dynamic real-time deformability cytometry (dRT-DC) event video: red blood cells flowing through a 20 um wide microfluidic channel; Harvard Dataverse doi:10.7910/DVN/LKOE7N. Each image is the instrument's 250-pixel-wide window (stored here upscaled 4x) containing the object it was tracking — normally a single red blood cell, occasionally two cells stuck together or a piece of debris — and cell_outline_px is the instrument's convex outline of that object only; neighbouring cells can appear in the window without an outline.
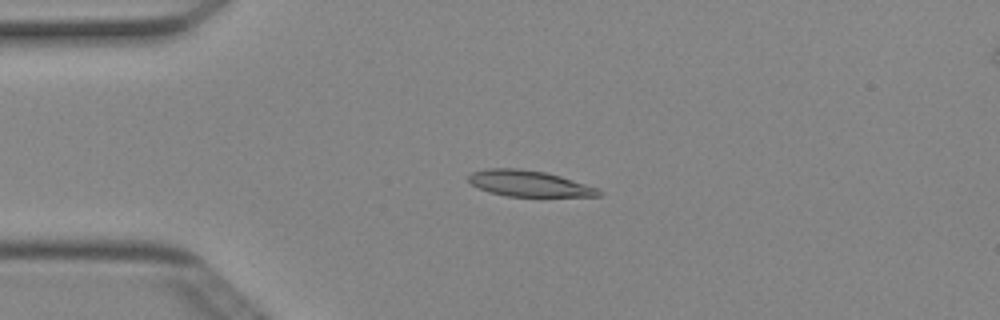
{"species": "Egyptian fruit bat (a non-hibernating species)", "species_latin": "Rousettus aegyptiacus", "temperature_condition": "cold", "stored_images_in_passage": 50, "camera_frame_rate_fps": 3000, "um_per_image_px": 0.085, "animal": {"sex": "female"}, "frame": {"image": 1, "passage_image": 12, "time_ms": 3.667, "image_size_px": [1000, 320], "cell_outline_px": [[604, 192], [600, 196], [508, 196], [488, 192], [472, 184], [468, 180], [468, 176], [472, 172], [488, 168], [516, 168], [544, 172], [560, 176], [596, 188]], "centroid_in_image_um": [44.94, 15.6], "position_along_channel_um": 40.1, "area_um2": 19.42}}
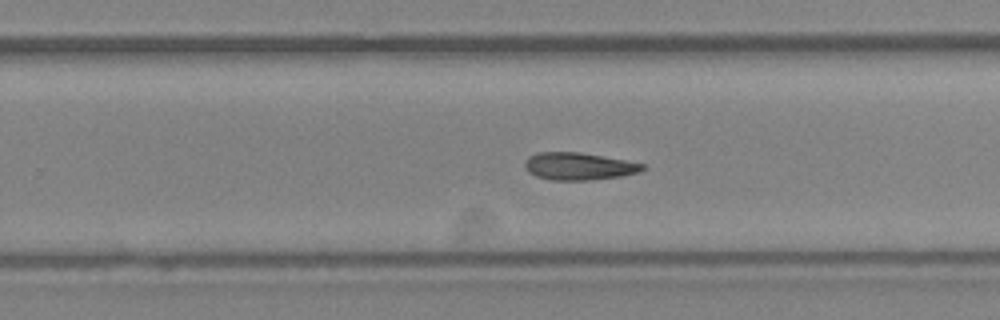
{"frame": {"image": 2, "passage_image": 32, "time_ms": 10.333, "image_size_px": [1000, 320], "cell_outline_px": [[648, 168], [640, 172], [620, 176], [592, 180], [552, 180], [536, 176], [528, 172], [524, 168], [524, 160], [528, 156], [536, 152], [580, 152], [624, 160], [644, 164]], "centroid_in_image_um": [49.17, 14.13], "position_along_channel_um": 280.6, "area_um2": 18.96}}
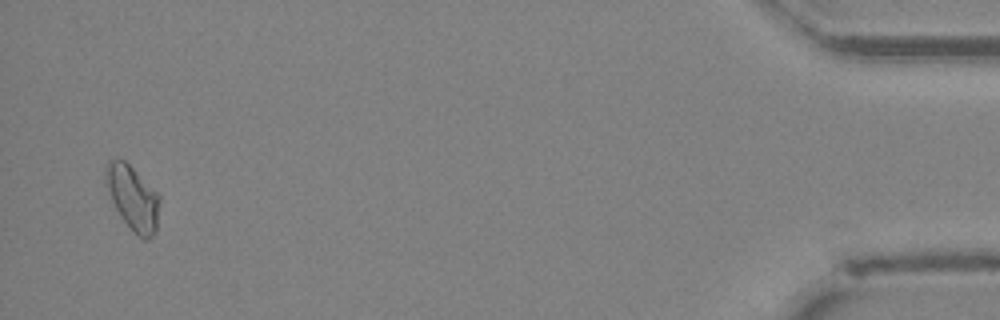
{"frame": {"image": 3, "passage_image": 49, "time_ms": 16.0, "image_size_px": [1000, 320], "cell_outline_px": [[160, 200], [156, 232], [148, 240], [144, 240], [120, 216], [104, 184], [104, 168], [108, 160], [124, 160], [160, 196]], "centroid_in_image_um": [11.27, 16.81], "position_along_channel_um": 423.9, "area_um2": 19.94}}